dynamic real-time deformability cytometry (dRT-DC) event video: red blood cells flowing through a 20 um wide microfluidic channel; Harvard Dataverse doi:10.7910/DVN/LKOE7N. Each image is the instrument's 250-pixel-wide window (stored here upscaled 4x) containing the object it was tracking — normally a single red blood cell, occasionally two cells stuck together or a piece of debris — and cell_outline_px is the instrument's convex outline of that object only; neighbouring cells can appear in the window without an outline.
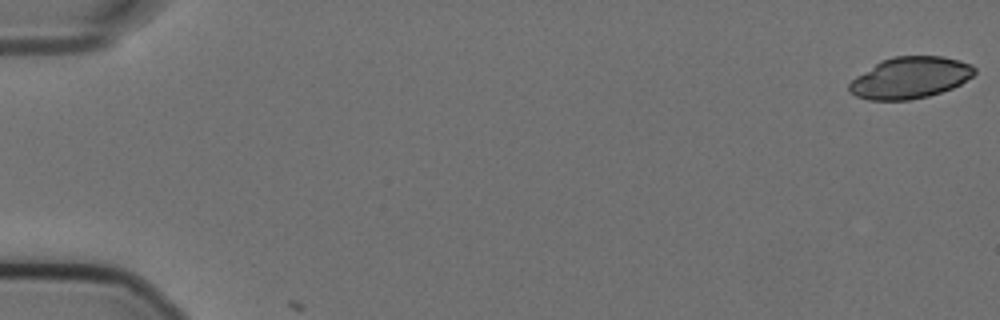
{"species": "Egyptian fruit bat (a non-hibernating species)", "species_latin": "Rousettus aegyptiacus", "temperature_condition": "cold", "stored_images_in_passage": 2, "camera_frame_rate_fps": 3000, "um_per_image_px": 0.085, "animal": {"sex": "female"}, "frame": {"image": 1, "passage_image": 1, "time_ms": 0.0, "image_size_px": [1000, 320], "cell_outline_px": [[976, 72], [972, 76], [960, 84], [952, 88], [928, 96], [908, 100], [868, 100], [856, 96], [848, 92], [848, 84], [856, 76], [880, 60], [892, 56], [944, 56], [972, 64], [976, 68]], "centroid_in_image_um": [77.34, 6.6], "position_along_channel_um": 7.7, "area_um2": 30.46}}